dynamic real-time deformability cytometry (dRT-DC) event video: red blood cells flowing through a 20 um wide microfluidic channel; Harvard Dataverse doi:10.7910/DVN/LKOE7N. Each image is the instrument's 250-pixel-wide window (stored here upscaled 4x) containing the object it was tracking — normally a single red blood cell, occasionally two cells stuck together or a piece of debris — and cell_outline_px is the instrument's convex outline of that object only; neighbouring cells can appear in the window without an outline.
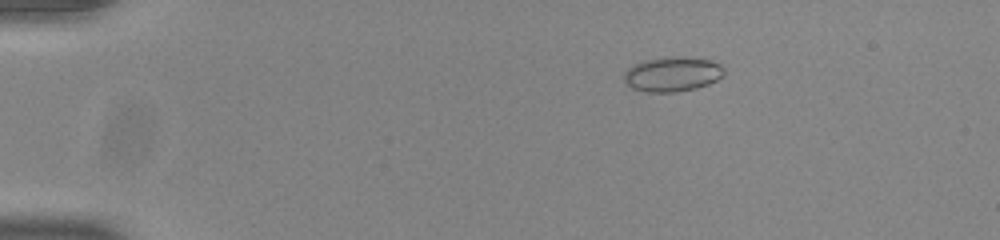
{"species": "common noctule bat (a hibernating species)", "species_latin": "Nyctalus noctula", "temperature_condition": "room temperature", "stored_images_in_passage": 49, "camera_frame_rate_fps": 3000, "um_per_image_px": 0.085, "animal": {"sex": "male", "body_mass_g": 20.0, "forearm_length_mm": 53.3}, "frame": {"image": 1, "passage_image": 5, "time_ms": 1.333, "image_size_px": [1000, 240], "cell_outline_px": [[724, 76], [708, 84], [696, 88], [676, 92], [644, 92], [632, 88], [624, 80], [624, 72], [632, 64], [644, 60], [664, 56], [688, 56], [708, 60], [720, 64], [724, 68]], "centroid_in_image_um": [57.14, 6.29], "position_along_channel_um": 27.9, "area_um2": 20.58}}
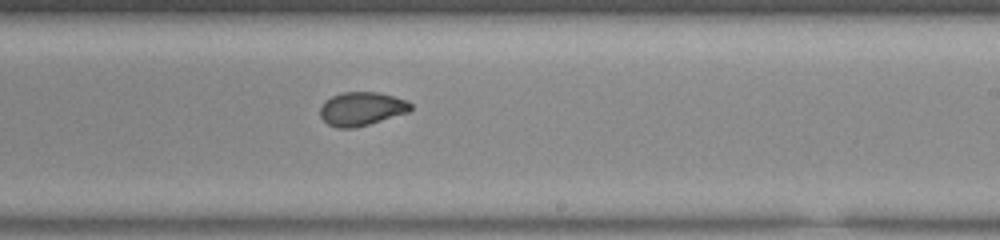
{"frame": {"image": 2, "passage_image": 29, "time_ms": 9.333, "image_size_px": [1000, 240], "cell_outline_px": [[412, 108], [408, 112], [356, 128], [336, 128], [328, 124], [320, 116], [320, 108], [324, 100], [340, 92], [376, 92], [408, 100], [412, 104]], "centroid_in_image_um": [30.72, 9.25], "position_along_channel_um": 258.3, "area_um2": 17.8}}
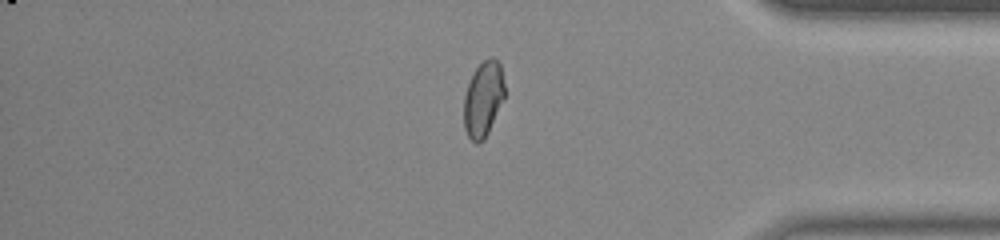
{"frame": {"image": 3, "passage_image": 41, "time_ms": 13.333, "image_size_px": [1000, 240], "cell_outline_px": [[504, 100], [484, 140], [480, 144], [476, 144], [468, 136], [464, 128], [464, 96], [468, 84], [476, 68], [488, 56], [492, 56], [500, 64], [504, 84]], "centroid_in_image_um": [41.08, 8.44], "position_along_channel_um": 394.1, "area_um2": 17.92}, "authors_computed_cell_mechanics": {"area_um2": 18.4382, "velocity_mm_per_s": 3.8908, "shape_relaxation_time_tau1_ms": 3.2399, "shape_relaxation_time_tau2_ms": 0.7426, "deformation_change_tau1": 0.1053, "deformation_change_tau2": 0.0404}}